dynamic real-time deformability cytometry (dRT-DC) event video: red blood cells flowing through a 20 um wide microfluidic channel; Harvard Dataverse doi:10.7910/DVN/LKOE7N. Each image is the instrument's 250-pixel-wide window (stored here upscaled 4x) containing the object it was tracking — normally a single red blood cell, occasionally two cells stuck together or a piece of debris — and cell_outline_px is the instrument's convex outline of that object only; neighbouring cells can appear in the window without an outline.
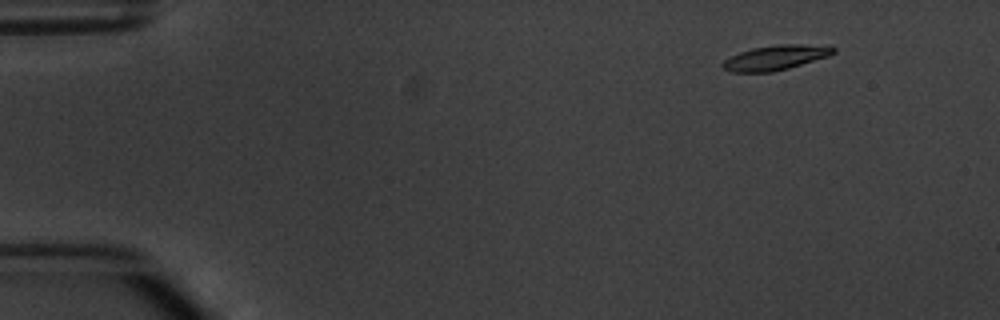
{"species": "common noctule bat (a hibernating species)", "species_latin": "Nyctalus noctula", "temperature_condition": "warm", "stored_images_in_passage": 6, "segment_of_instrument_passage": [2, 2], "camera_frame_rate_fps": 3000, "um_per_image_px": 0.085, "animal": {"sex": "male", "body_mass_g": 20.1, "forearm_length_mm": 53.5}, "frame": {"image": 1, "passage_image": 6, "time_ms": 6.667, "image_size_px": [1000, 320], "cell_outline_px": [[836, 52], [828, 56], [788, 68], [772, 72], [732, 72], [724, 68], [720, 64], [724, 60], [740, 52], [752, 48], [780, 44], [828, 44], [836, 48]], "centroid_in_image_um": [65.98, 4.88], "position_along_channel_um": 19.0, "area_um2": 16.07}}